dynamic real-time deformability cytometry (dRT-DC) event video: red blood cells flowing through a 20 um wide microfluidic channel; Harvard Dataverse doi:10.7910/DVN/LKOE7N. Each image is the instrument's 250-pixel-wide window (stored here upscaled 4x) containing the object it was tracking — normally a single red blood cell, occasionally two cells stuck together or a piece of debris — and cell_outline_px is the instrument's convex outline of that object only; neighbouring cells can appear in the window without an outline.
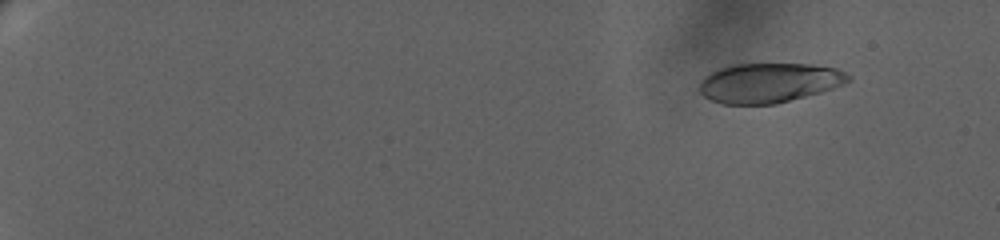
{"species": "human", "species_latin": "Homo sapiens", "temperature_condition": "warm", "stored_images_in_passage": 27, "camera_frame_rate_fps": 3000, "um_per_image_px": 0.085, "donor": {"sex": "female"}, "frame": {"image": 1, "passage_image": 9, "time_ms": 2.333, "image_size_px": [1000, 240], "cell_outline_px": [[852, 80], [844, 84], [820, 92], [776, 104], [720, 104], [704, 96], [700, 92], [700, 80], [704, 76], [720, 68], [732, 64], [812, 64], [836, 68], [852, 76]], "centroid_in_image_um": [65.38, 7.03], "position_along_channel_um": 19.6, "area_um2": 34.45}}
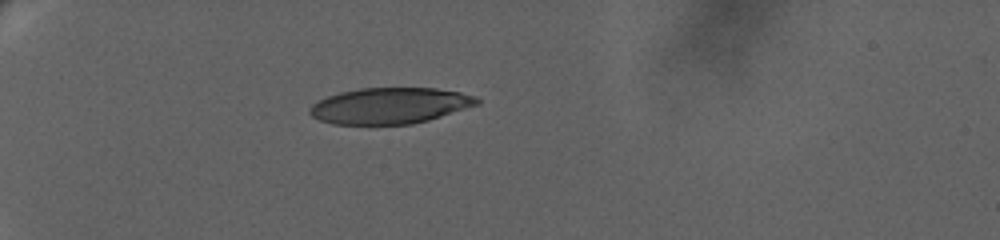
{"frame": {"image": 2, "passage_image": 24, "time_ms": 7.333, "image_size_px": [1000, 240], "cell_outline_px": [[480, 104], [428, 120], [412, 124], [332, 124], [320, 120], [312, 116], [308, 112], [308, 108], [312, 104], [328, 96], [340, 92], [360, 88], [436, 88], [460, 92], [476, 96], [480, 100]], "centroid_in_image_um": [33.14, 8.98], "position_along_channel_um": 51.9, "area_um2": 35.14}}